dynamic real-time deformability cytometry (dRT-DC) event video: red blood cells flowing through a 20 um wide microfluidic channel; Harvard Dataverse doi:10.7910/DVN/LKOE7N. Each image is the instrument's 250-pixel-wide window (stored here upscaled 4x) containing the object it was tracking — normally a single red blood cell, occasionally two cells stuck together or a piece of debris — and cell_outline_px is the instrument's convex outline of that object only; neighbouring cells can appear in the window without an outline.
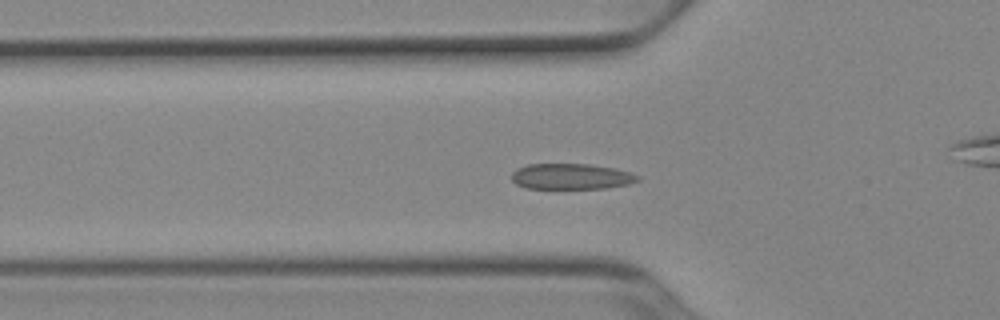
{"species": "Egyptian fruit bat (a non-hibernating species)", "species_latin": "Rousettus aegyptiacus", "temperature_condition": "cold", "stored_images_in_passage": 53, "camera_frame_rate_fps": 3000, "um_per_image_px": 0.085, "animal": {"sex": "female"}, "frame": {"image": 1, "passage_image": 18, "time_ms": 5.667, "image_size_px": [1000, 320], "cell_outline_px": [[640, 180], [628, 184], [608, 188], [524, 188], [516, 184], [512, 180], [512, 172], [516, 168], [528, 164], [588, 164], [616, 168], [640, 176]], "centroid_in_image_um": [48.54, 15.0], "position_along_channel_um": 77.3, "area_um2": 18.96}}
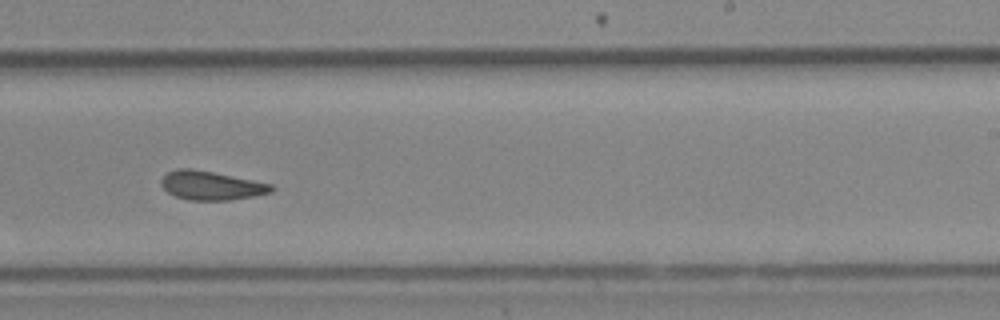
{"frame": {"image": 2, "passage_image": 33, "time_ms": 10.667, "image_size_px": [1000, 320], "cell_outline_px": [[276, 188], [272, 192], [256, 196], [232, 200], [192, 200], [176, 196], [168, 192], [160, 184], [160, 180], [168, 172], [176, 168], [192, 168], [272, 184]], "centroid_in_image_um": [17.97, 15.77], "position_along_channel_um": 271.0, "area_um2": 18.5}}
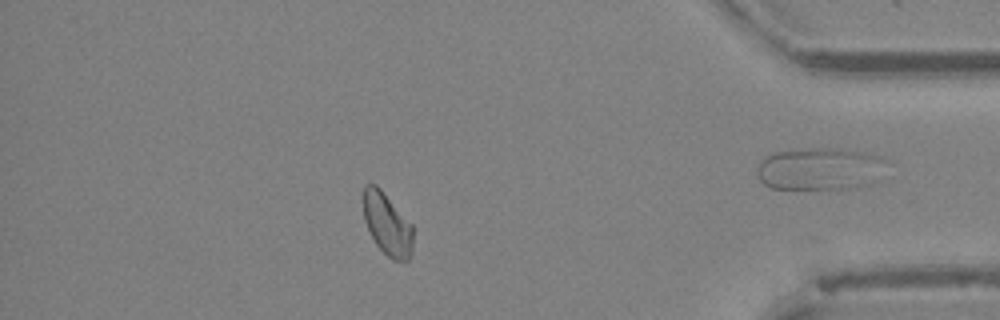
{"frame": {"image": 3, "passage_image": 46, "time_ms": 15.0, "image_size_px": [1000, 320], "cell_outline_px": [[412, 252], [408, 260], [392, 260], [376, 244], [364, 220], [364, 184], [376, 184], [380, 188], [412, 224]], "centroid_in_image_um": [32.92, 19.04], "position_along_channel_um": 402.3, "area_um2": 17.74}, "authors_computed_cell_mechanics": {"area_um2": 18.785, "velocity_mm_per_s": 3.8905, "shape_relaxation_time_tau1_ms": 6.0605, "shape_relaxation_time_tau2_ms": 2.574, "deformation_change_tau1": 0.1153, "deformation_change_tau2": 0.074}}